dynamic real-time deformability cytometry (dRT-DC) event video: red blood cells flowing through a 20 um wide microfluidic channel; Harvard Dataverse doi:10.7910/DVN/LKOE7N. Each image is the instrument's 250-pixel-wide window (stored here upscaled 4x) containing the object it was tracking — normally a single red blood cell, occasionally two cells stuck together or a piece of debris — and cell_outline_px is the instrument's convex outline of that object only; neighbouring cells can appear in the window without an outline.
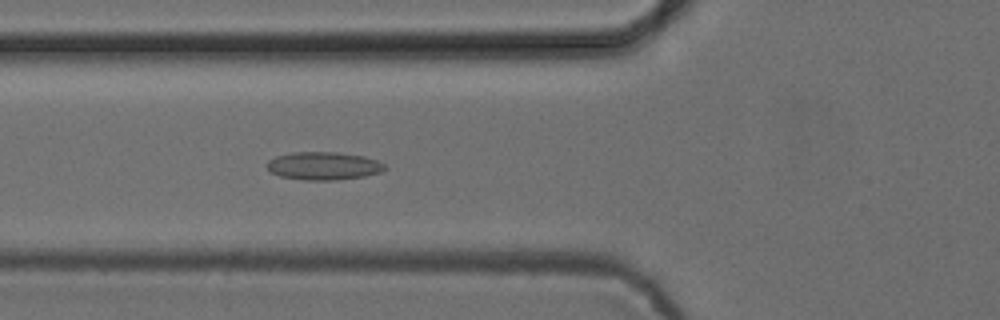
{"species": "common noctule bat (a hibernating species)", "species_latin": "Nyctalus noctula", "temperature_condition": "cold", "stored_images_in_passage": 16, "camera_frame_rate_fps": 3000, "um_per_image_px": 0.085, "animal": {"sex": "female", "body_mass_g": 24.6, "forearm_length_mm": 56.2}, "frame": {"image": 1, "passage_image": 11, "time_ms": 3.333, "image_size_px": [1000, 320], "cell_outline_px": [[388, 168], [380, 172], [364, 176], [336, 180], [304, 180], [280, 176], [272, 172], [268, 168], [268, 160], [276, 156], [292, 152], [336, 152], [364, 156], [376, 160], [384, 164]], "centroid_in_image_um": [27.52, 14.1], "position_along_channel_um": 98.3, "area_um2": 19.13}}
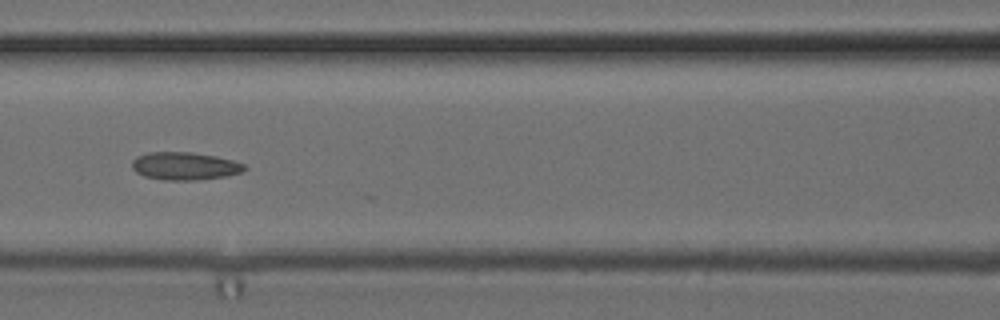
{"frame": {"image": 2, "passage_image": 15, "time_ms": 4.667, "image_size_px": [1000, 320], "cell_outline_px": [[248, 168], [240, 172], [228, 176], [192, 180], [164, 180], [144, 176], [136, 172], [132, 168], [132, 160], [136, 156], [148, 152], [192, 152], [216, 156], [232, 160], [244, 164]], "centroid_in_image_um": [15.69, 14.11], "position_along_channel_um": 150.9, "area_um2": 18.26}}